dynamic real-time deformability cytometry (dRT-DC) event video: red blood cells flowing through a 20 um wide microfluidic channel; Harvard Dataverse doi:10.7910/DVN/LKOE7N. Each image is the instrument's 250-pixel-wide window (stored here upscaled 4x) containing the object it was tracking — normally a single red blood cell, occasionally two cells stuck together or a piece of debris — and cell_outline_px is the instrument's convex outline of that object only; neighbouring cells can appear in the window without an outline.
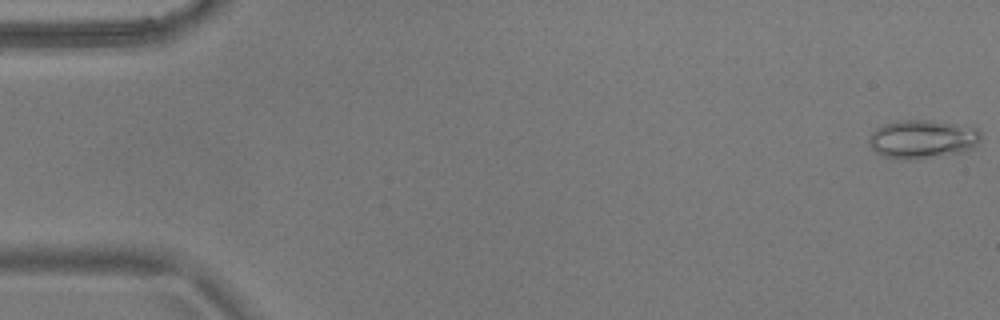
{"species": "common noctule bat (a hibernating species)", "species_latin": "Nyctalus noctula", "temperature_condition": "warm", "stored_images_in_passage": 55, "camera_frame_rate_fps": 3000, "um_per_image_px": 0.085, "animal": {"sex": "male", "body_mass_g": 17.9}, "frame": {"image": 1, "passage_image": 1, "time_ms": 0.0, "image_size_px": [1000, 320], "cell_outline_px": [[980, 140], [976, 148], [960, 152], [908, 160], [904, 160], [884, 156], [876, 152], [872, 148], [868, 140], [868, 136], [876, 128], [884, 124], [900, 120], [932, 120], [956, 124], [976, 128], [980, 132]], "centroid_in_image_um": [78.4, 11.82], "position_along_channel_um": 6.6, "area_um2": 25.09}}
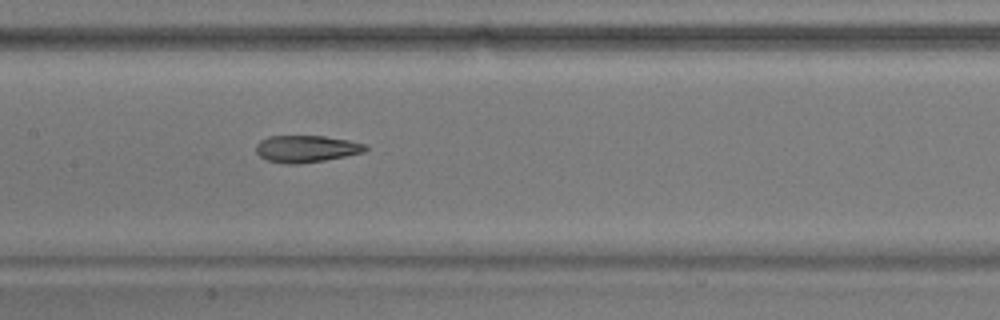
{"frame": {"image": 2, "passage_image": 27, "time_ms": 8.667, "image_size_px": [1000, 320], "cell_outline_px": [[368, 148], [364, 152], [324, 160], [296, 164], [284, 164], [268, 160], [260, 156], [256, 152], [256, 144], [260, 140], [268, 136], [324, 136], [348, 140], [368, 144]], "centroid_in_image_um": [26.03, 12.64], "position_along_channel_um": 181.4, "area_um2": 17.17}}
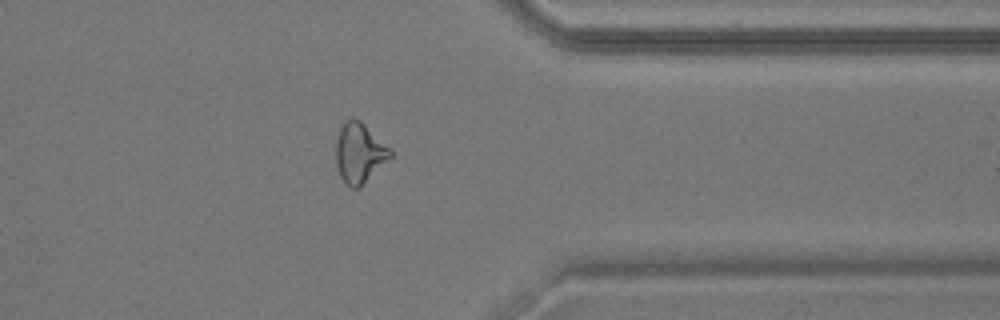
{"frame": {"image": 3, "passage_image": 44, "time_ms": 14.333, "image_size_px": [1000, 320], "cell_outline_px": [[392, 156], [360, 188], [352, 188], [340, 176], [336, 164], [336, 140], [340, 128], [344, 120], [348, 116], [352, 116], [360, 120], [392, 152]], "centroid_in_image_um": [30.51, 12.98], "position_along_channel_um": 380.9, "area_um2": 18.84}, "authors_computed_cell_mechanics": {"area_um2": 19.3052, "velocity_mm_per_s": 3.6883, "shape_relaxation_time_tau1_ms": null, "shape_relaxation_time_tau2_ms": 3.5989, "deformation_change_tau1": null, "deformation_change_tau2": 0.1298}}